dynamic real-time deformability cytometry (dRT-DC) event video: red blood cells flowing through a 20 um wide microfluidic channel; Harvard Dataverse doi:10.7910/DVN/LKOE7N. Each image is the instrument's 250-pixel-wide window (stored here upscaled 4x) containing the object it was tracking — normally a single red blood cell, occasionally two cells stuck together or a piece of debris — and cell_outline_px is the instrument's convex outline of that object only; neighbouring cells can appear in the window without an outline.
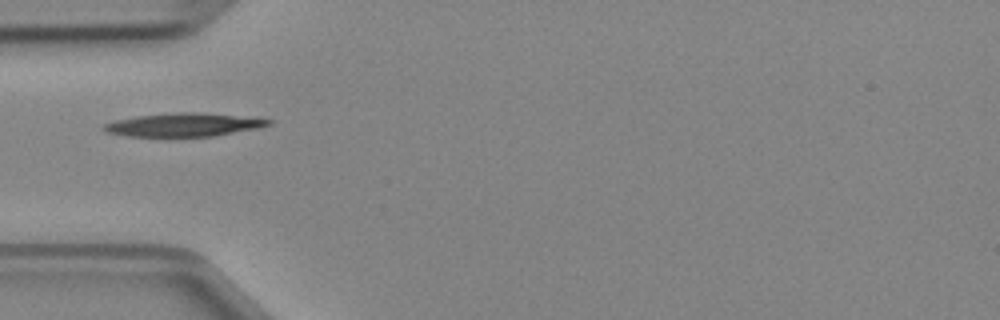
{"species": "Egyptian fruit bat (a non-hibernating species)", "species_latin": "Rousettus aegyptiacus", "temperature_condition": "cold", "stored_images_in_passage": 33, "camera_frame_rate_fps": 3000, "um_per_image_px": 0.085, "animal": {"sex": "female"}, "frame": {"image": 1, "passage_image": 1, "time_ms": 0.0, "image_size_px": [1000, 320], "cell_outline_px": [[272, 124], [256, 128], [212, 136], [128, 136], [108, 132], [100, 128], [104, 124], [116, 120], [136, 116], [180, 112], [200, 112], [272, 120]], "centroid_in_image_um": [15.56, 10.6], "position_along_channel_um": 69.4, "area_um2": 21.91}}